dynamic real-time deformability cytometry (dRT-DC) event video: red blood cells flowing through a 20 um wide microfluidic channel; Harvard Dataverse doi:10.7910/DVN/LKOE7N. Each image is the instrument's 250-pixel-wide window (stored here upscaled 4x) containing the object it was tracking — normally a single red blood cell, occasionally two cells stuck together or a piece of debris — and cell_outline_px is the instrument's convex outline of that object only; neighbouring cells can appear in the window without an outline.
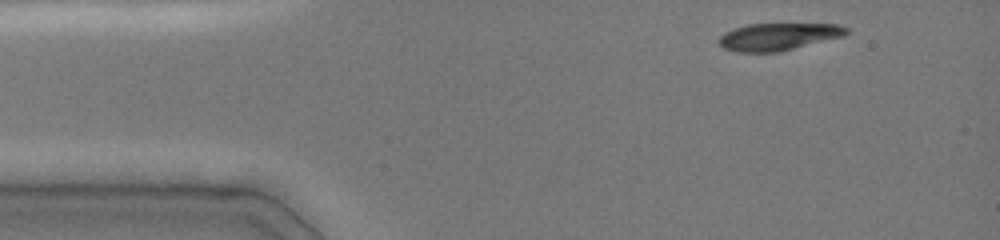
{"species": "common noctule bat (a hibernating species)", "species_latin": "Nyctalus noctula", "temperature_condition": "cold", "stored_images_in_passage": 38, "camera_frame_rate_fps": 3000, "um_per_image_px": 0.085, "animal": {"sex": "female", "body_mass_g": 19.0, "forearm_length_mm": 51.5}, "frame": {"image": 1, "passage_image": 1, "time_ms": 0.0, "image_size_px": [1000, 240], "cell_outline_px": [[848, 32], [844, 36], [780, 52], [736, 52], [724, 48], [720, 44], [720, 36], [724, 32], [732, 28], [748, 24], [840, 24], [848, 28]], "centroid_in_image_um": [66.17, 3.11], "position_along_channel_um": 18.8, "area_um2": 20.35}}
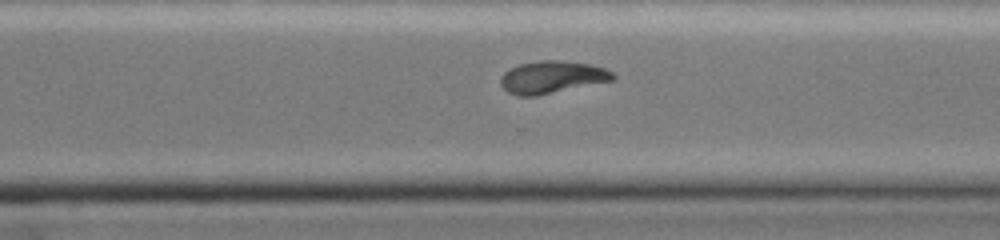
{"frame": {"image": 2, "passage_image": 29, "time_ms": 9.333, "image_size_px": [1000, 240], "cell_outline_px": [[616, 76], [612, 80], [536, 96], [516, 96], [508, 92], [500, 84], [500, 76], [508, 68], [520, 64], [540, 60], [556, 60], [588, 64], [604, 68], [612, 72]], "centroid_in_image_um": [46.86, 6.56], "position_along_channel_um": 323.7, "area_um2": 21.04}}
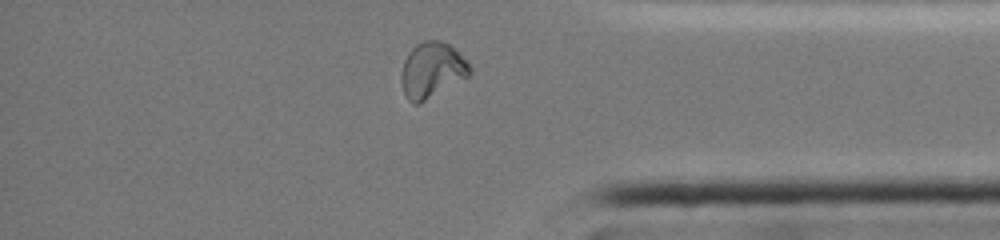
{"frame": {"image": 3, "passage_image": 35, "time_ms": 11.333, "image_size_px": [1000, 240], "cell_outline_px": [[472, 72], [468, 76], [420, 104], [416, 104], [408, 100], [404, 92], [400, 80], [400, 72], [404, 60], [408, 52], [416, 44], [424, 40], [440, 40], [448, 44], [468, 60], [472, 68]], "centroid_in_image_um": [36.71, 5.95], "position_along_channel_um": 398.5, "area_um2": 22.37}, "authors_computed_cell_mechanics": {"area_um2": 21.8195, "velocity_mm_per_s": 4.0242, "shape_relaxation_time_tau1_ms": 5.5377, "shape_relaxation_time_tau2_ms": 4.1129, "deformation_change_tau1": 0.1722, "deformation_change_tau2": 0.0764}}